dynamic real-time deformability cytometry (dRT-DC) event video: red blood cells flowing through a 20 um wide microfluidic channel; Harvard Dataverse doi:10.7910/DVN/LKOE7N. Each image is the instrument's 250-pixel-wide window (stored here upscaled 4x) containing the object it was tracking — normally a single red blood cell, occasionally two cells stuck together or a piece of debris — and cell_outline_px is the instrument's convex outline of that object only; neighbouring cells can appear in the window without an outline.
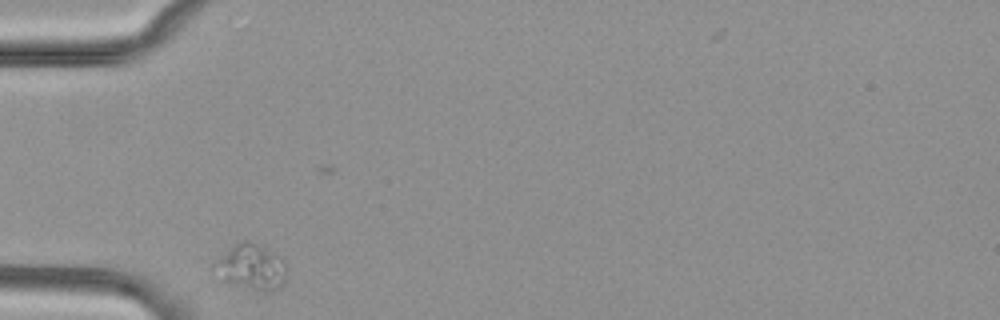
{"species": "common noctule bat (a hibernating species)", "species_latin": "Nyctalus noctula", "temperature_condition": "cold", "stored_images_in_passage": 33, "camera_frame_rate_fps": 3000, "um_per_image_px": 0.085, "animal": {"sex": "female", "body_mass_g": 29.2, "forearm_length_mm": 56.3}, "frame": {"image": 1, "passage_image": 1, "time_ms": 0.0, "image_size_px": [1000, 320], "cell_outline_px": [[288, 268], [284, 280], [280, 288], [268, 292], [232, 284], [216, 280], [212, 276], [212, 260], [232, 244], [240, 240], [248, 240], [276, 252], [284, 260]], "centroid_in_image_um": [21.26, 22.67], "position_along_channel_um": 63.7, "area_um2": 20.35}}
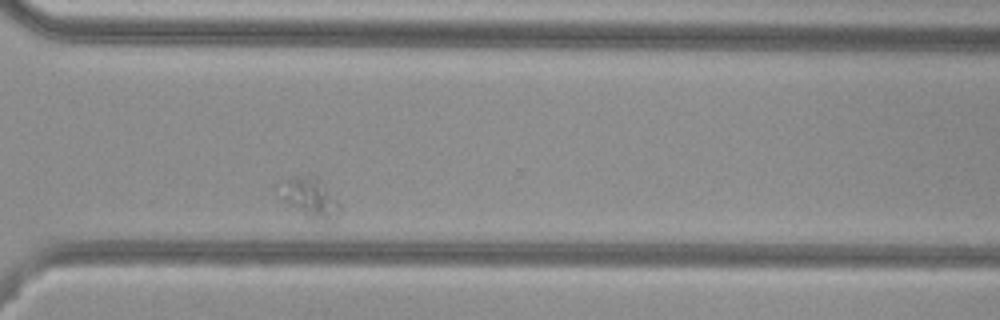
{"frame": {"image": 2, "passage_image": 28, "time_ms": 9.0, "image_size_px": [1000, 320], "cell_outline_px": [[340, 216], [332, 224], [324, 224], [312, 220], [280, 200], [280, 180], [296, 176], [316, 176], [320, 180], [340, 204]], "centroid_in_image_um": [26.37, 16.88], "position_along_channel_um": 344.2, "area_um2": 14.57}}
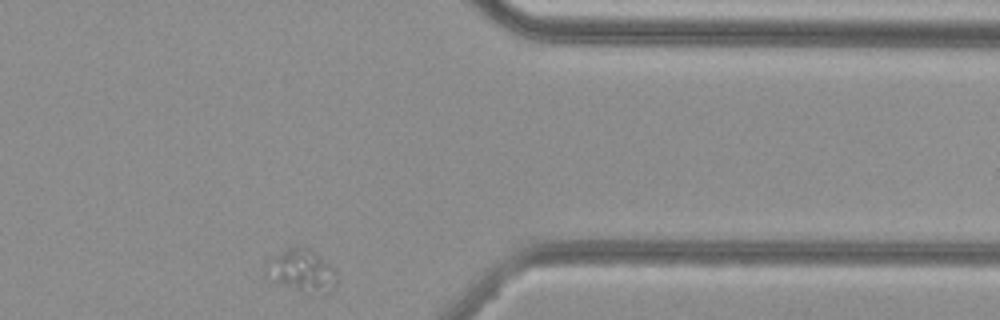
{"frame": {"image": 3, "passage_image": 33, "time_ms": 10.667, "image_size_px": [1000, 320], "cell_outline_px": [[336, 288], [332, 292], [324, 296], [312, 296], [300, 292], [272, 280], [264, 276], [264, 268], [268, 256], [288, 248], [300, 244], [308, 244], [336, 272]], "centroid_in_image_um": [25.63, 23.02], "position_along_channel_um": 385.8, "area_um2": 18.84}}